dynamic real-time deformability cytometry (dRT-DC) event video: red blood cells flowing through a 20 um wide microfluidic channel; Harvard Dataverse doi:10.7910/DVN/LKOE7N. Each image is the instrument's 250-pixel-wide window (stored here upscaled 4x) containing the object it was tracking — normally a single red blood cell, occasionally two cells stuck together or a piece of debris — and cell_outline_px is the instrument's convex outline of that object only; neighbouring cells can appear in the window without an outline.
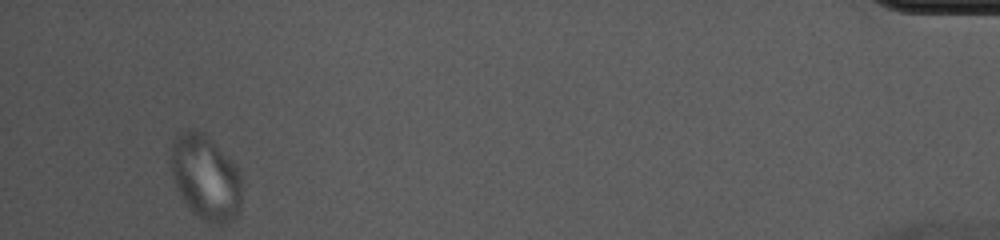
{"species": "common noctule bat (a hibernating species)", "species_latin": "Nyctalus noctula", "temperature_condition": "cold", "stored_images_in_passage": 41, "camera_frame_rate_fps": 3000, "um_per_image_px": 0.085, "animal": {"sex": "female", "body_mass_g": 10.0, "forearm_length_mm": 53.1}, "frame": {"image": 1, "passage_image": 41, "time_ms": 13.333, "image_size_px": [1000, 240], "cell_outline_px": [[240, 212], [228, 224], [208, 224], [192, 212], [176, 188], [172, 172], [172, 148], [176, 136], [180, 132], [188, 128], [204, 132], [240, 168]], "centroid_in_image_um": [17.51, 15.09], "position_along_channel_um": 417.7, "area_um2": 35.26}, "authors_computed_cell_mechanics": {"area_um2": 29.767, "velocity_mm_per_s": 3.613, "shape_relaxation_time_tau1_ms": null, "shape_relaxation_time_tau2_ms": 2.853, "deformation_change_tau1": null, "deformation_change_tau2": 0.0553}}